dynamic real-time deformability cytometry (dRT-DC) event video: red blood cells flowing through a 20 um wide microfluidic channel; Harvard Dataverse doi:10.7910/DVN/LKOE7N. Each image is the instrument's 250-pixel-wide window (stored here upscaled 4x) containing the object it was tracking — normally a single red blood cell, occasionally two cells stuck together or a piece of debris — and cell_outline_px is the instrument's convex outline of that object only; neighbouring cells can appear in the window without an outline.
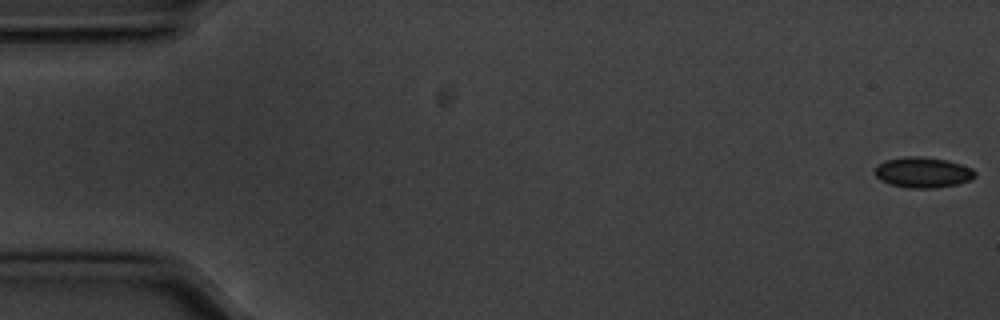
{"species": "common noctule bat (a hibernating species)", "species_latin": "Nyctalus noctula", "temperature_condition": "cold", "stored_images_in_passage": 56, "camera_frame_rate_fps": 3000, "um_per_image_px": 0.085, "animal": {"sex": "male", "body_mass_g": 20.1, "forearm_length_mm": 53.5}, "frame": {"image": 1, "passage_image": 1, "time_ms": 0.0, "image_size_px": [1000, 320], "cell_outline_px": [[976, 176], [972, 180], [956, 184], [932, 188], [912, 188], [892, 184], [880, 180], [876, 176], [876, 168], [880, 164], [888, 160], [908, 156], [920, 156], [948, 160], [972, 168], [976, 172]], "centroid_in_image_um": [78.5, 14.65], "position_along_channel_um": 6.5, "area_um2": 17.57}}
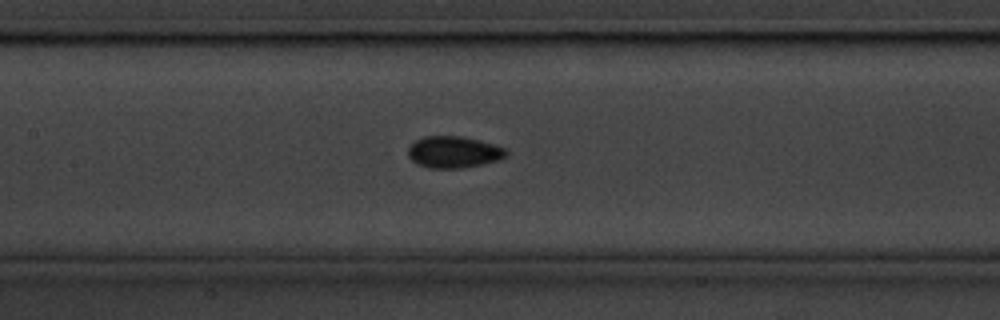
{"frame": {"image": 2, "passage_image": 26, "time_ms": 8.333, "image_size_px": [1000, 320], "cell_outline_px": [[508, 152], [504, 156], [496, 160], [480, 164], [460, 168], [428, 168], [416, 164], [408, 156], [408, 148], [416, 140], [424, 136], [464, 136], [480, 140], [504, 148]], "centroid_in_image_um": [38.51, 12.92], "position_along_channel_um": 168.9, "area_um2": 17.92}}
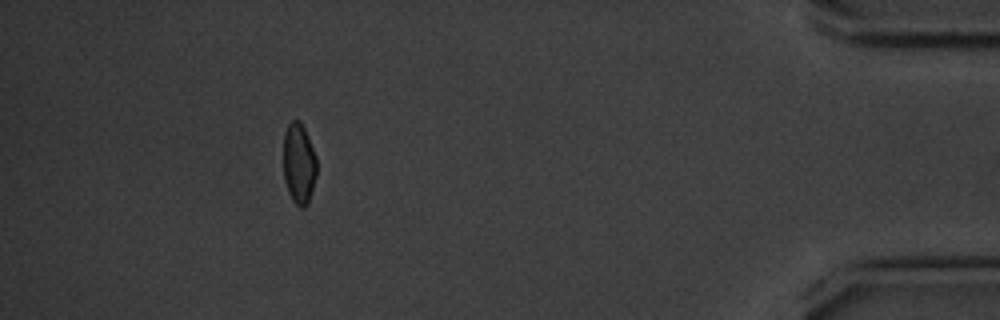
{"frame": {"image": 3, "passage_image": 51, "time_ms": 16.667, "image_size_px": [1000, 320], "cell_outline_px": [[316, 176], [308, 204], [304, 208], [300, 208], [292, 200], [288, 192], [284, 180], [284, 132], [288, 124], [292, 120], [300, 120], [304, 128], [316, 156]], "centroid_in_image_um": [25.4, 13.92], "position_along_channel_um": 409.8, "area_um2": 15.72}, "authors_computed_cell_mechanics": {"area_um2": 17.051, "velocity_mm_per_s": 3.5703, "shape_relaxation_time_tau1_ms": 3.3042, "shape_relaxation_time_tau2_ms": 5.3717, "deformation_change_tau1": 0.0593, "deformation_change_tau2": 0.0763}}